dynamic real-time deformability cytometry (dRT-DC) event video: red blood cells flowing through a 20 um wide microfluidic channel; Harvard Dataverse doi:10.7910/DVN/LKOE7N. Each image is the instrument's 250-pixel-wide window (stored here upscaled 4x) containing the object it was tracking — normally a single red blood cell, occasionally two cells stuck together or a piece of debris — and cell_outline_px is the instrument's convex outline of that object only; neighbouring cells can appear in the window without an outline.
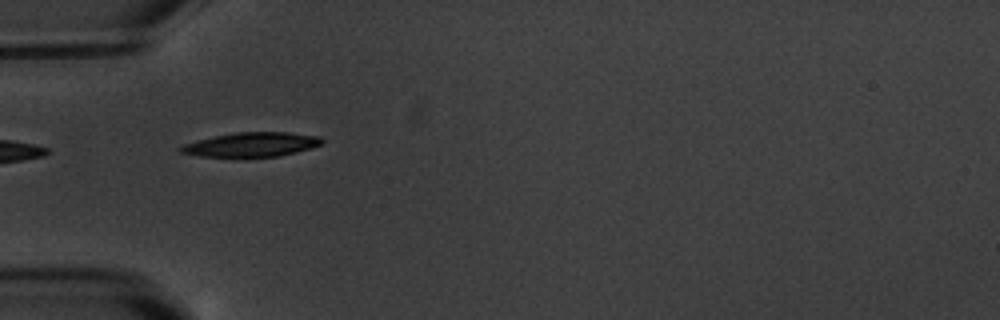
{"species": "common noctule bat (a hibernating species)", "species_latin": "Nyctalus noctula", "temperature_condition": "warm", "stored_images_in_passage": 12, "camera_frame_rate_fps": 3000, "um_per_image_px": 0.085, "animal": {"sex": "male", "body_mass_g": 20.1, "forearm_length_mm": 53.5}, "frame": {"image": 1, "passage_image": 1, "time_ms": 0.0, "image_size_px": [1000, 320], "cell_outline_px": [[324, 140], [320, 144], [312, 148], [280, 156], [244, 160], [200, 156], [180, 152], [176, 148], [184, 144], [196, 140], [236, 132], [288, 132], [320, 136]], "centroid_in_image_um": [21.34, 12.33], "position_along_channel_um": 63.7, "area_um2": 20.98}}
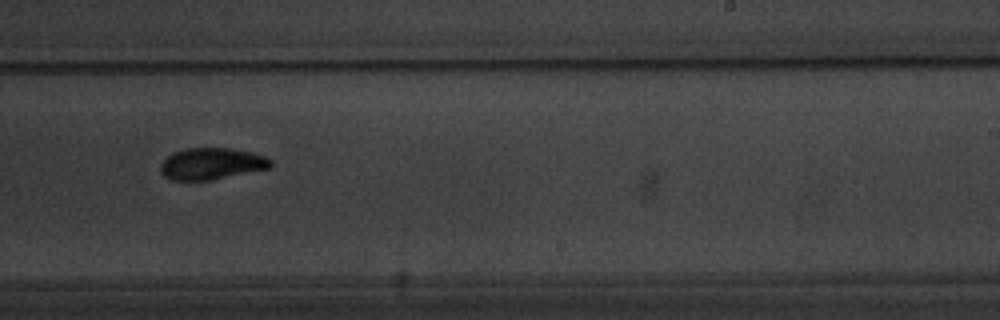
{"frame": {"image": 2, "passage_image": 6, "time_ms": 6.0, "image_size_px": [1000, 320], "cell_outline_px": [[272, 164], [268, 168], [212, 180], [172, 180], [164, 176], [160, 172], [160, 164], [172, 152], [184, 148], [228, 148], [252, 152], [264, 156], [272, 160]], "centroid_in_image_um": [17.95, 13.91], "position_along_channel_um": 271.1, "area_um2": 20.29}}
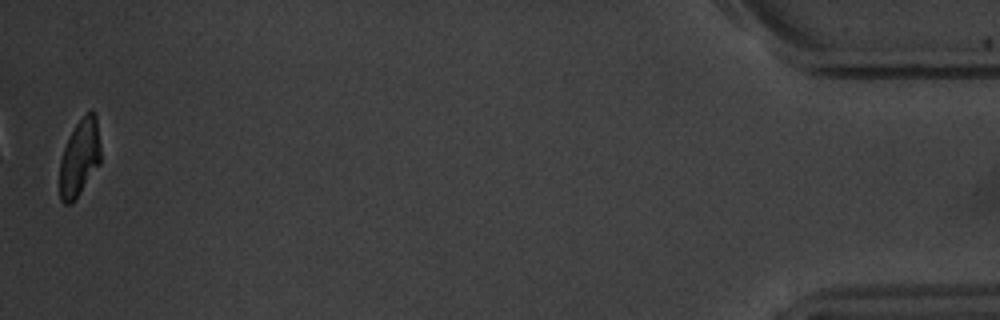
{"frame": {"image": 3, "passage_image": 12, "time_ms": 13.0, "image_size_px": [1000, 320], "cell_outline_px": [[100, 164], [72, 204], [64, 204], [60, 200], [60, 160], [64, 148], [76, 124], [92, 108], [96, 112], [100, 144]], "centroid_in_image_um": [6.78, 13.42], "position_along_channel_um": 428.4, "area_um2": 18.32}, "authors_computed_cell_mechanics": {"area_um2": 20.6635, "velocity_mm_per_s": 3.4794, "shape_relaxation_time_tau1_ms": 3.5337, "shape_relaxation_time_tau2_ms": 4.9584, "deformation_change_tau1": 0.1232, "deformation_change_tau2": 0.0962}}